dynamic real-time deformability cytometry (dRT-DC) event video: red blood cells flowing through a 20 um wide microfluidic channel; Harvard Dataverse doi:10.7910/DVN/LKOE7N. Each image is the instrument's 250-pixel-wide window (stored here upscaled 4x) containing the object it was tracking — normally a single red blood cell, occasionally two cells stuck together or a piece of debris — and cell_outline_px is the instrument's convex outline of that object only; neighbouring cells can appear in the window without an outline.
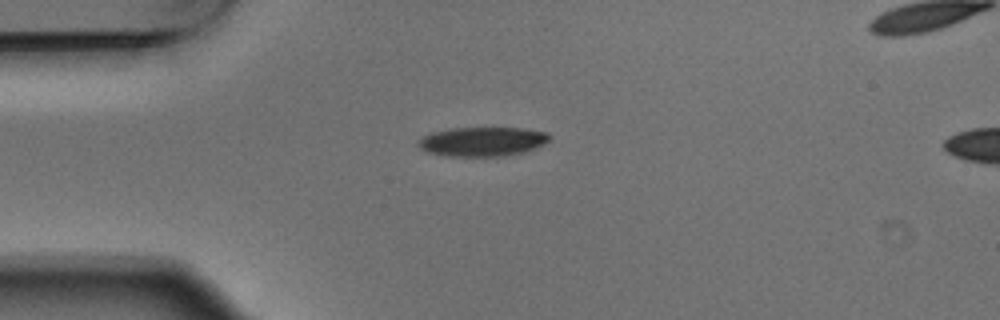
{"species": "Egyptian fruit bat (a non-hibernating species)", "species_latin": "Rousettus aegyptiacus", "temperature_condition": "warm", "stored_images_in_passage": 3, "camera_frame_rate_fps": 3000, "um_per_image_px": 0.085, "animal": {"sex": "male"}, "frame": {"image": 1, "passage_image": 1, "time_ms": 0.0, "image_size_px": [1000, 320], "cell_outline_px": [[552, 136], [544, 144], [536, 148], [524, 152], [504, 156], [448, 156], [428, 152], [420, 148], [416, 144], [416, 140], [432, 132], [452, 128], [524, 128], [548, 132]], "centroid_in_image_um": [41.02, 12.03], "position_along_channel_um": 44.0, "area_um2": 22.54}}
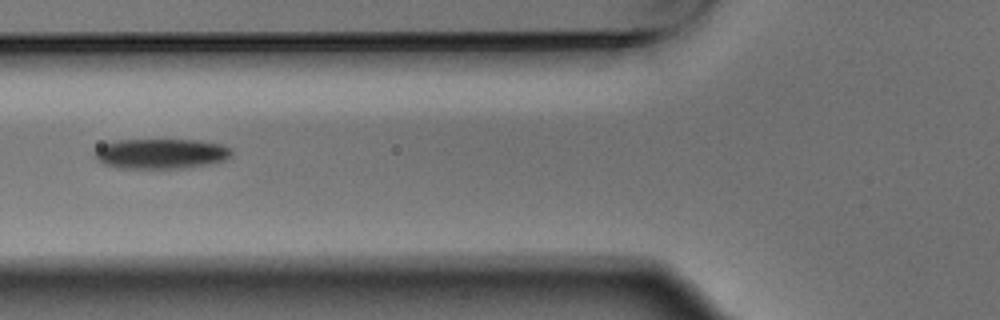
{"frame": {"image": 2, "passage_image": 3, "time_ms": 0.667, "image_size_px": [1000, 320], "cell_outline_px": [[232, 156], [228, 160], [188, 168], [116, 168], [104, 164], [96, 160], [96, 148], [104, 144], [120, 140], [200, 140], [220, 144], [232, 148]], "centroid_in_image_um": [13.74, 13.07], "position_along_channel_um": 112.1, "area_um2": 24.16}}